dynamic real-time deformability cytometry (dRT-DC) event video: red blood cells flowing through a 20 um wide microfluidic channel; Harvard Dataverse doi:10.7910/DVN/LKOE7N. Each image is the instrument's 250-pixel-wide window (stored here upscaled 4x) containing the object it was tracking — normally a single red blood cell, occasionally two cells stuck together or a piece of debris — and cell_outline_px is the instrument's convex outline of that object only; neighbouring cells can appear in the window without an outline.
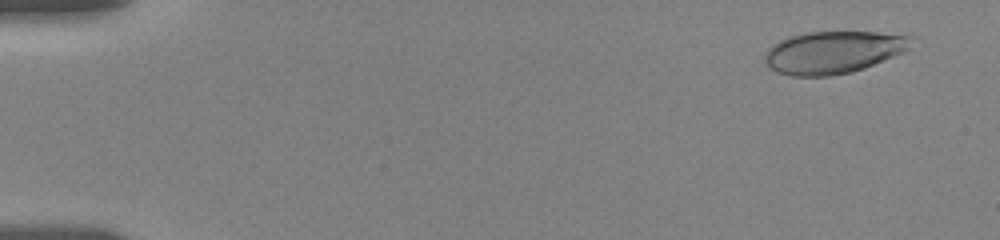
{"species": "human", "species_latin": "Homo sapiens", "temperature_condition": "room temperature", "stored_images_in_passage": 8, "camera_frame_rate_fps": 3000, "um_per_image_px": 0.085, "donor": {"sex": "female"}, "frame": {"image": 1, "passage_image": 2, "time_ms": 1.0, "image_size_px": [1000, 240], "cell_outline_px": [[912, 36], [908, 48], [904, 52], [864, 68], [852, 72], [828, 76], [792, 76], [776, 72], [764, 60], [764, 52], [772, 44], [788, 36], [804, 32], [876, 32]], "centroid_in_image_um": [70.78, 4.44], "position_along_channel_um": 14.2, "area_um2": 36.13}}
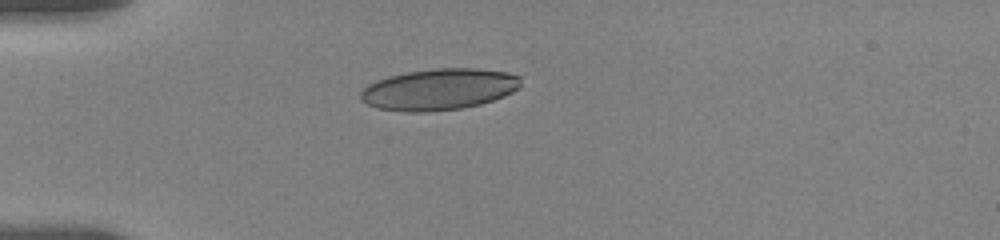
{"frame": {"image": 2, "passage_image": 6, "time_ms": 5.0, "image_size_px": [1000, 240], "cell_outline_px": [[520, 88], [504, 96], [480, 104], [460, 108], [432, 112], [404, 112], [376, 108], [360, 100], [360, 92], [368, 84], [376, 80], [388, 76], [408, 72], [436, 68], [476, 68], [508, 72], [520, 76]], "centroid_in_image_um": [37.3, 7.6], "position_along_channel_um": 47.7, "area_um2": 38.78}}
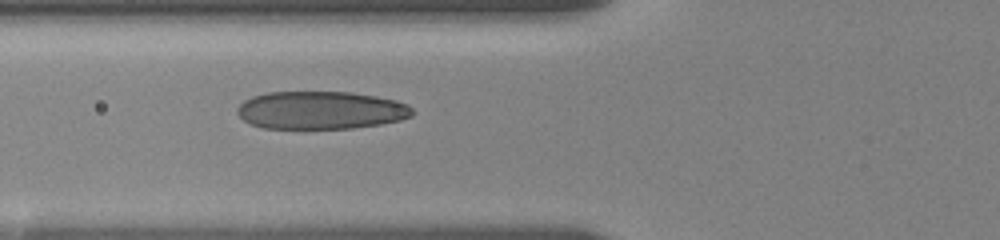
{"frame": {"image": 3, "passage_image": 8, "time_ms": 7.0, "image_size_px": [1000, 240], "cell_outline_px": [[416, 112], [412, 116], [400, 120], [380, 124], [352, 128], [264, 128], [252, 124], [244, 120], [236, 112], [236, 108], [244, 100], [252, 96], [268, 92], [352, 92], [376, 96], [396, 100], [408, 104]], "centroid_in_image_um": [27.29, 9.36], "position_along_channel_um": 98.5, "area_um2": 38.78}}